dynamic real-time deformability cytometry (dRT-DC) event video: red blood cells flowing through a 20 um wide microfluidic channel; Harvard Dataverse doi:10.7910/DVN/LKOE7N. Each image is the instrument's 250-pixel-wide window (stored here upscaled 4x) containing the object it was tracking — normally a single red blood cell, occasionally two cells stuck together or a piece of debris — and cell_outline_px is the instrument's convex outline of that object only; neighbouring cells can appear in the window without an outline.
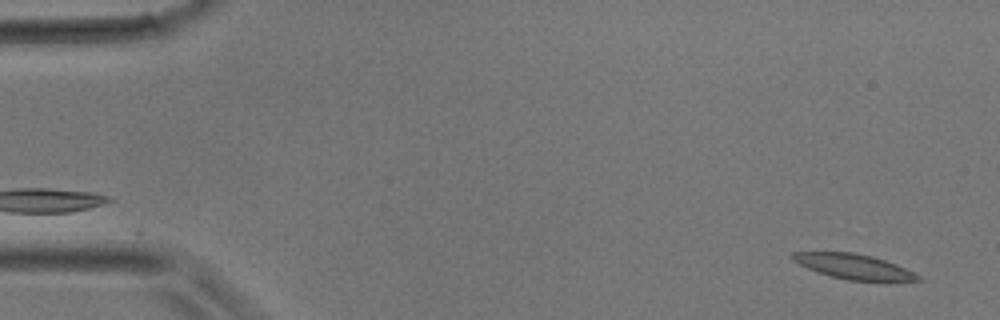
{"species": "common noctule bat (a hibernating species)", "species_latin": "Nyctalus noctula", "temperature_condition": "room temperature", "stored_images_in_passage": 9, "camera_frame_rate_fps": 3000, "um_per_image_px": 0.085, "animal": {"sex": "male", "body_mass_g": 17.9}, "frame": {"image": 1, "passage_image": 1, "time_ms": 0.0, "image_size_px": [1000, 320], "cell_outline_px": [[924, 280], [884, 284], [848, 280], [832, 276], [808, 268], [792, 260], [788, 256], [792, 252], [852, 252], [872, 256], [896, 264], [920, 276]], "centroid_in_image_um": [72.67, 22.7], "position_along_channel_um": 12.3, "area_um2": 18.9}}